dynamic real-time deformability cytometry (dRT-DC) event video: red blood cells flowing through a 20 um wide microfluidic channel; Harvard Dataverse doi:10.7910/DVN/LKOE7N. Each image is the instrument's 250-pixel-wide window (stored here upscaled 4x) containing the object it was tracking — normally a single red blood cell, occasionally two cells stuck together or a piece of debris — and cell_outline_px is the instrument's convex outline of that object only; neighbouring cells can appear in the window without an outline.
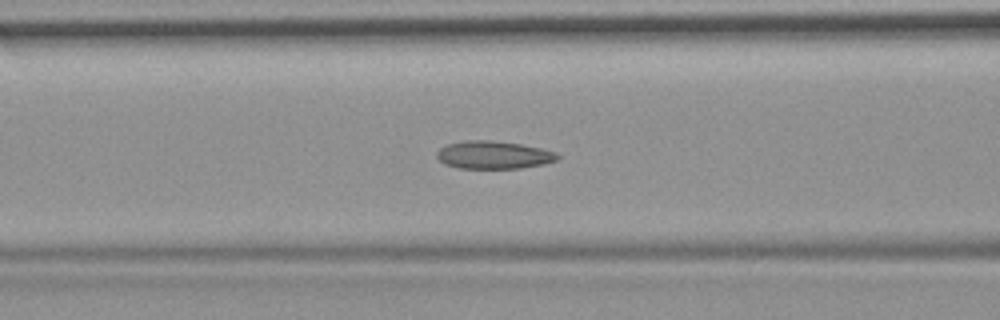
{"species": "common noctule bat (a hibernating species)", "species_latin": "Nyctalus noctula", "temperature_condition": "room temperature", "stored_images_in_passage": 44, "camera_frame_rate_fps": 3000, "um_per_image_px": 0.085, "animal": {"sex": "female", "body_mass_g": 19.9}, "frame": {"image": 1, "passage_image": 18, "time_ms": 5.667, "image_size_px": [1000, 320], "cell_outline_px": [[560, 156], [556, 160], [544, 164], [520, 168], [460, 168], [444, 164], [436, 156], [436, 152], [440, 148], [448, 144], [464, 140], [492, 140], [520, 144], [540, 148], [556, 152]], "centroid_in_image_um": [41.94, 13.16], "position_along_channel_um": 124.7, "area_um2": 19.54}}
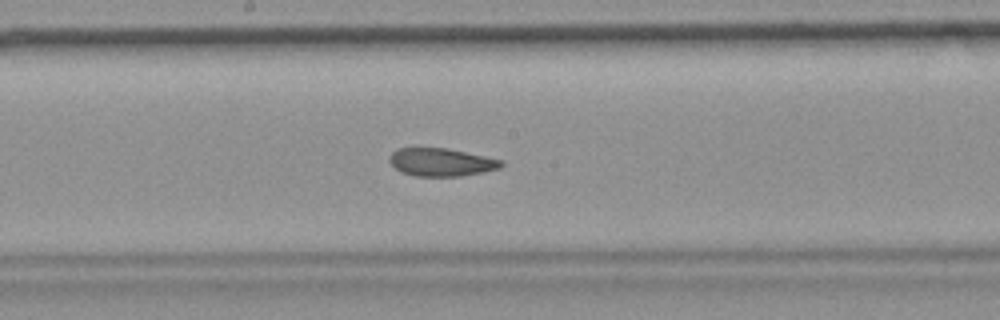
{"frame": {"image": 2, "passage_image": 25, "time_ms": 8.0, "image_size_px": [1000, 320], "cell_outline_px": [[504, 164], [500, 168], [484, 172], [460, 176], [416, 176], [400, 172], [388, 160], [388, 156], [396, 148], [448, 148], [504, 160]], "centroid_in_image_um": [37.51, 13.78], "position_along_channel_um": 210.7, "area_um2": 18.38}}
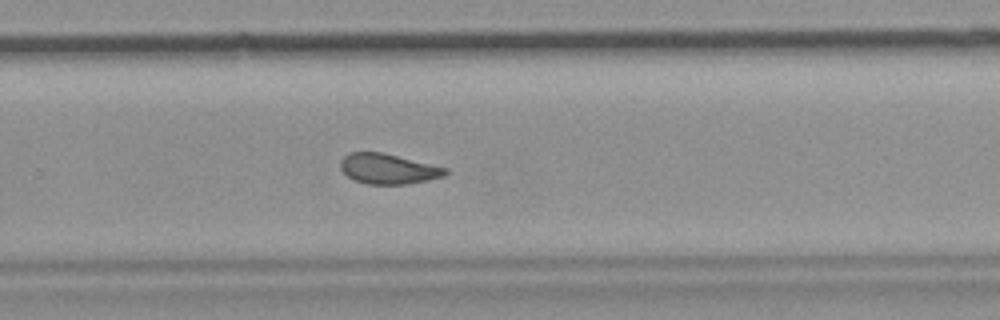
{"frame": {"image": 3, "passage_image": 32, "time_ms": 10.333, "image_size_px": [1000, 320], "cell_outline_px": [[448, 172], [444, 176], [428, 180], [408, 184], [368, 184], [352, 180], [340, 168], [340, 160], [348, 152], [384, 152], [448, 168]], "centroid_in_image_um": [32.99, 14.34], "position_along_channel_um": 296.8, "area_um2": 18.67}, "authors_computed_cell_mechanics": {"area_um2": 20.0566, "velocity_mm_per_s": 3.6999, "shape_relaxation_time_tau1_ms": null, "shape_relaxation_time_tau2_ms": 3.2909, "deformation_change_tau1": null, "deformation_change_tau2": 0.1044}}